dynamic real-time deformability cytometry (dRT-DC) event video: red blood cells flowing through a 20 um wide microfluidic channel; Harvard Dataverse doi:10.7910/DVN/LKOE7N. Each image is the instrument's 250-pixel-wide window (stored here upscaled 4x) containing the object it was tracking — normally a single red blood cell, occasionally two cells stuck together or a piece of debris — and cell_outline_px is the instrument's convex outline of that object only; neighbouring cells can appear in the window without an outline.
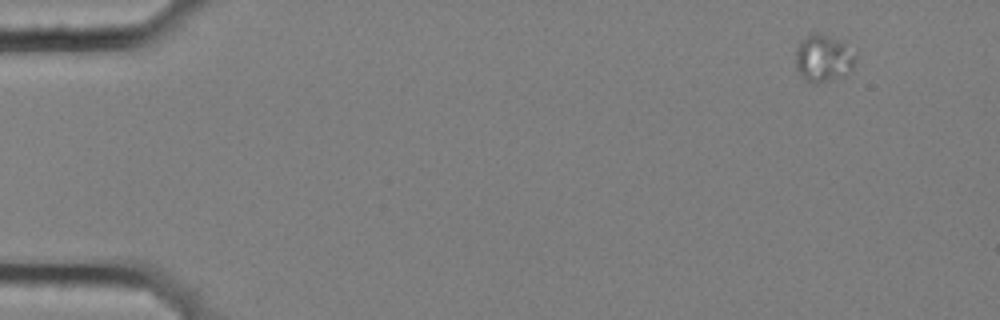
{"species": "common noctule bat (a hibernating species)", "species_latin": "Nyctalus noctula", "temperature_condition": "cold", "stored_images_in_passage": 14, "camera_frame_rate_fps": 3000, "um_per_image_px": 0.085, "animal": {"sex": "female", "body_mass_g": 25.1}, "frame": {"image": 1, "passage_image": 1, "time_ms": 0.0, "image_size_px": [1000, 320], "cell_outline_px": [[856, 56], [852, 68], [840, 76], [816, 84], [800, 76], [796, 68], [796, 48], [800, 40], [804, 36], [812, 32], [816, 32], [836, 40], [844, 44], [856, 52]], "centroid_in_image_um": [69.94, 4.93], "position_along_channel_um": 15.1, "area_um2": 16.18}}
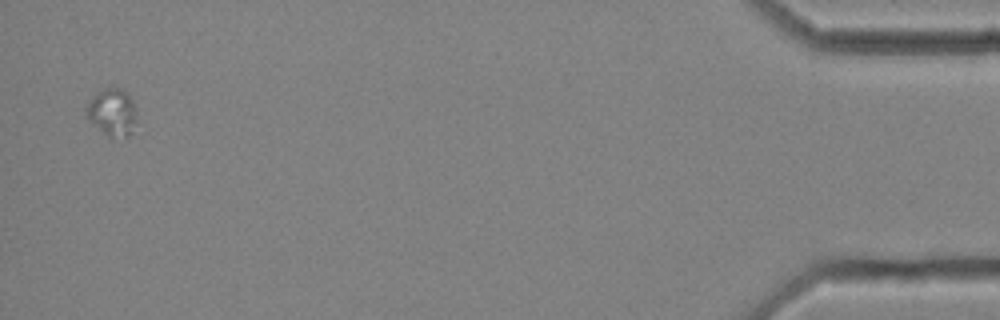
{"frame": {"image": 2, "passage_image": 14, "time_ms": 4.333, "image_size_px": [1000, 320], "cell_outline_px": [[136, 120], [132, 132], [128, 136], [108, 136], [88, 120], [84, 116], [84, 108], [92, 96], [96, 92], [112, 84], [124, 88], [128, 92], [132, 100], [136, 116]], "centroid_in_image_um": [9.5, 9.46], "position_along_channel_um": 425.7, "area_um2": 14.33}}